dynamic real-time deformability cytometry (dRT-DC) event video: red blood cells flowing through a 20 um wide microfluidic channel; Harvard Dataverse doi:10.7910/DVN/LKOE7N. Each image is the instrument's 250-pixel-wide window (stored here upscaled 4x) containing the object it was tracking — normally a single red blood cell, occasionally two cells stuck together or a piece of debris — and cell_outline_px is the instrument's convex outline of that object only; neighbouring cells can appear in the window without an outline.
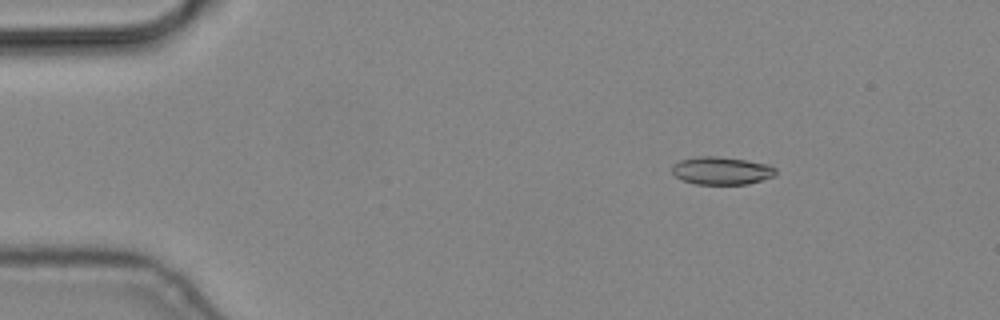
{"species": "common noctule bat (a hibernating species)", "species_latin": "Nyctalus noctula", "temperature_condition": "cold", "stored_images_in_passage": 5, "camera_frame_rate_fps": 3000, "um_per_image_px": 0.085, "animal": {"sex": "male", "body_mass_g": 19.2, "forearm_length_mm": 51.8}, "frame": {"image": 1, "passage_image": 3, "time_ms": 0.667, "image_size_px": [1000, 320], "cell_outline_px": [[776, 176], [748, 184], [696, 184], [684, 180], [676, 176], [672, 172], [672, 164], [680, 160], [696, 156], [720, 156], [768, 164], [776, 168]], "centroid_in_image_um": [61.34, 14.5], "position_along_channel_um": 23.7, "area_um2": 16.88}}